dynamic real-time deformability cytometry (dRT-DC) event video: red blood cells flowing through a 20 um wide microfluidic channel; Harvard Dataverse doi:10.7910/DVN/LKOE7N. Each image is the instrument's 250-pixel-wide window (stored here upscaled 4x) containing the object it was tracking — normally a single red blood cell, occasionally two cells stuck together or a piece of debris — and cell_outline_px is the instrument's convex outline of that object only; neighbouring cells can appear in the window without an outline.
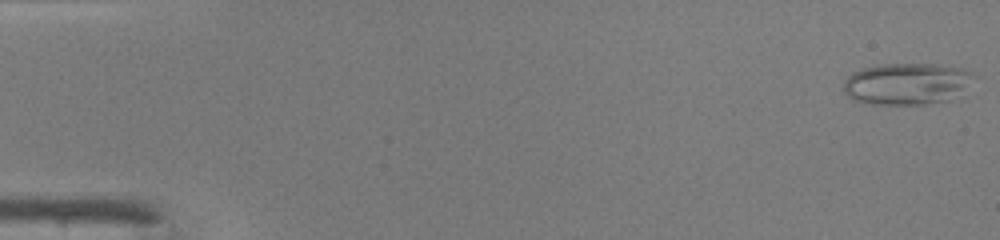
{"species": "common noctule bat (a hibernating species)", "species_latin": "Nyctalus noctula", "temperature_condition": "warm", "stored_images_in_passage": 47, "camera_frame_rate_fps": 3000, "um_per_image_px": 0.085, "animal": {"sex": "male", "body_mass_g": 19.0, "forearm_length_mm": 50.8}, "frame": {"image": 1, "passage_image": 1, "time_ms": 0.0, "image_size_px": [1000, 240], "cell_outline_px": [[976, 76], [948, 100], [924, 104], [872, 104], [852, 100], [844, 92], [844, 80], [852, 72], [860, 68], [880, 64], [940, 64], [960, 68], [972, 72]], "centroid_in_image_um": [76.99, 7.1], "position_along_channel_um": 8.0, "area_um2": 31.39}}
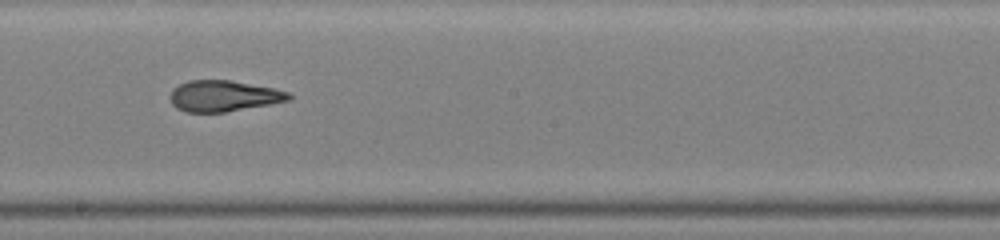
{"frame": {"image": 2, "passage_image": 27, "time_ms": 8.667, "image_size_px": [1000, 240], "cell_outline_px": [[292, 100], [224, 112], [184, 112], [176, 108], [172, 104], [172, 88], [188, 80], [232, 80], [272, 88], [288, 92], [292, 96]], "centroid_in_image_um": [19.01, 8.15], "position_along_channel_um": 229.2, "area_um2": 21.33}}
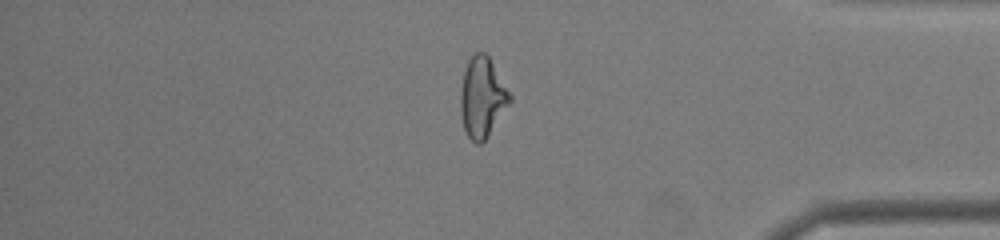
{"frame": {"image": 3, "passage_image": 40, "time_ms": 13.0, "image_size_px": [1000, 240], "cell_outline_px": [[512, 100], [484, 140], [480, 144], [476, 144], [468, 136], [464, 128], [460, 112], [460, 92], [464, 72], [468, 60], [476, 52], [484, 52], [488, 56], [512, 96]], "centroid_in_image_um": [40.98, 8.27], "position_along_channel_um": 394.2, "area_um2": 22.66}, "authors_computed_cell_mechanics": {"area_um2": 23.12, "velocity_mm_per_s": 4.3296, "shape_relaxation_time_tau1_ms": null, "shape_relaxation_time_tau2_ms": 1.8118, "deformation_change_tau1": null, "deformation_change_tau2": 0.1052}}